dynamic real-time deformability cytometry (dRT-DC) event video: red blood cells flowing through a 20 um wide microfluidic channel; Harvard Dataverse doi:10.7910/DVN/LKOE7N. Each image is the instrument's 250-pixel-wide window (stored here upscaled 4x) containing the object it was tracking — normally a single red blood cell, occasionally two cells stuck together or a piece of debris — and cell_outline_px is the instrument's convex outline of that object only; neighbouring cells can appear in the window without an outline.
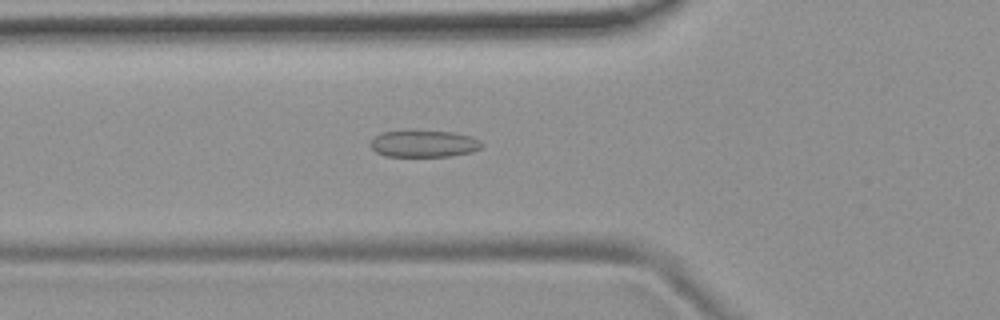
{"species": "common noctule bat (a hibernating species)", "species_latin": "Nyctalus noctula", "temperature_condition": "room temperature", "stored_images_in_passage": 53, "camera_frame_rate_fps": 3000, "um_per_image_px": 0.085, "animal": {"sex": "female", "body_mass_g": 19.9}, "frame": {"image": 1, "passage_image": 19, "time_ms": 6.0, "image_size_px": [1000, 320], "cell_outline_px": [[484, 144], [480, 148], [472, 152], [448, 156], [384, 156], [376, 152], [372, 148], [372, 140], [376, 136], [384, 132], [404, 128], [452, 132], [468, 136], [480, 140]], "centroid_in_image_um": [36.01, 12.18], "position_along_channel_um": 89.8, "area_um2": 17.8}}
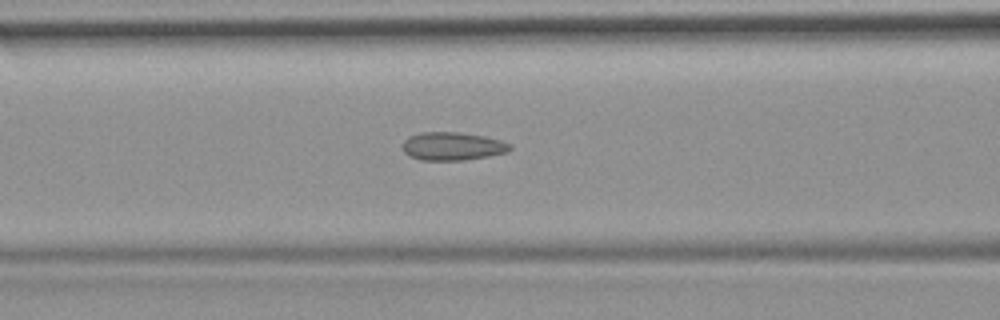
{"frame": {"image": 2, "passage_image": 22, "time_ms": 7.0, "image_size_px": [1000, 320], "cell_outline_px": [[512, 148], [508, 152], [488, 156], [464, 160], [420, 160], [408, 156], [404, 152], [404, 140], [408, 136], [420, 132], [460, 132], [484, 136], [500, 140], [512, 144]], "centroid_in_image_um": [38.47, 12.43], "position_along_channel_um": 128.1, "area_um2": 17.74}}
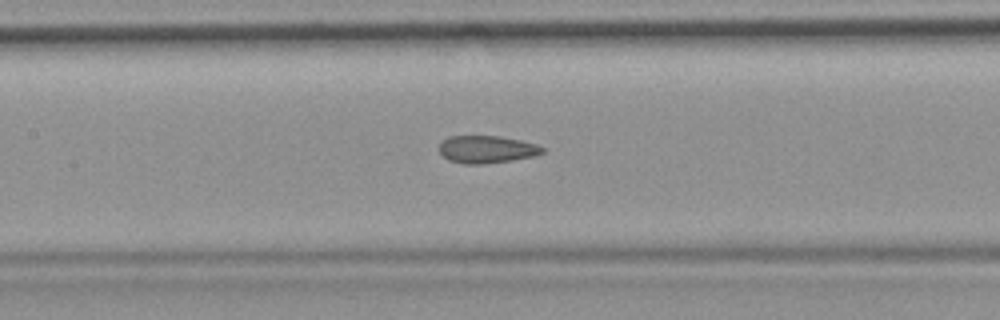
{"frame": {"image": 3, "passage_image": 25, "time_ms": 8.0, "image_size_px": [1000, 320], "cell_outline_px": [[544, 152], [536, 156], [512, 160], [480, 164], [464, 164], [448, 160], [440, 152], [440, 144], [448, 136], [500, 136], [520, 140], [536, 144], [544, 148]], "centroid_in_image_um": [41.39, 12.69], "position_along_channel_um": 166.0, "area_um2": 16.47}, "authors_computed_cell_mechanics": {"area_um2": 17.2822, "velocity_mm_per_s": 3.7925, "shape_relaxation_time_tau1_ms": null, "shape_relaxation_time_tau2_ms": 1.9852, "deformation_change_tau1": null, "deformation_change_tau2": 0.09}}